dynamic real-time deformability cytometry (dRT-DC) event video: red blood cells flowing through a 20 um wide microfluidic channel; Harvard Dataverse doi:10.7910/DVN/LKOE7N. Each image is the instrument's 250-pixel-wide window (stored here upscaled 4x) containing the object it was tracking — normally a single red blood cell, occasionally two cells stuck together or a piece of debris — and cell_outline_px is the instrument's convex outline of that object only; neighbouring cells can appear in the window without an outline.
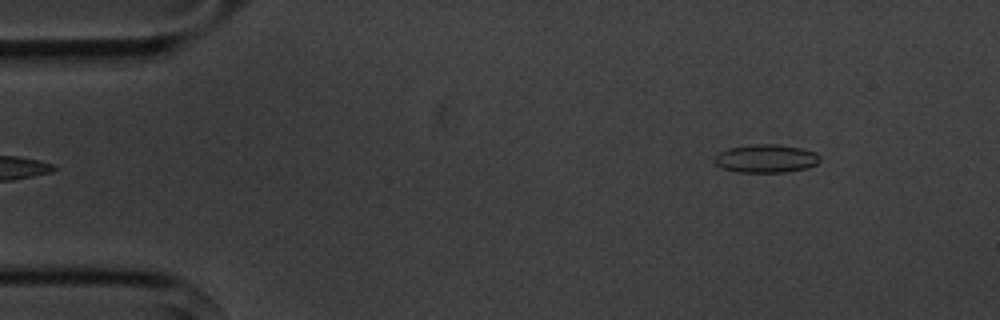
{"species": "common noctule bat (a hibernating species)", "species_latin": "Nyctalus noctula", "temperature_condition": "cold", "stored_images_in_passage": 6, "segment_of_instrument_passage": [2, 2], "camera_frame_rate_fps": 3000, "um_per_image_px": 0.085, "animal": {"sex": "male", "body_mass_g": 20.1, "forearm_length_mm": 53.5}, "frame": {"image": 1, "passage_image": 6, "time_ms": 6.0, "image_size_px": [1000, 320], "cell_outline_px": [[820, 160], [816, 164], [804, 168], [784, 172], [736, 172], [724, 168], [716, 164], [712, 160], [720, 152], [728, 148], [752, 144], [776, 144], [800, 148], [816, 152], [820, 156]], "centroid_in_image_um": [65.09, 13.47], "position_along_channel_um": 19.9, "area_um2": 17.22}}